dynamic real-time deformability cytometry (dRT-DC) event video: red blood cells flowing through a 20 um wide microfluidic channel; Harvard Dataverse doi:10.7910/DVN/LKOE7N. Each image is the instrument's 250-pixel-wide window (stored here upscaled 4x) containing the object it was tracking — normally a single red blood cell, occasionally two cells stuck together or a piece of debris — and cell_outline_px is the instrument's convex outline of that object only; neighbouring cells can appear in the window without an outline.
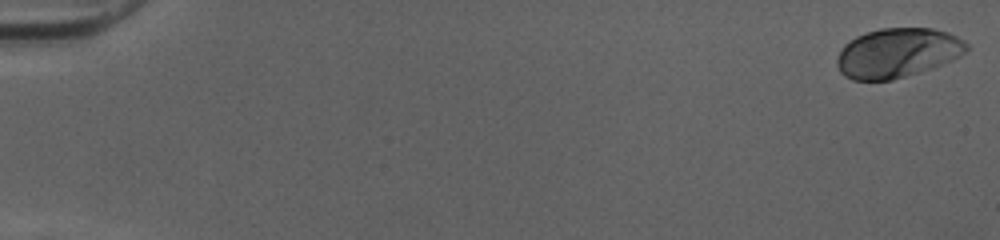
{"species": "human", "species_latin": "Homo sapiens", "temperature_condition": "cold", "stored_images_in_passage": 52, "camera_frame_rate_fps": 3000, "um_per_image_px": 0.085, "donor": {"sex": "female"}, "frame": {"image": 1, "passage_image": 1, "time_ms": 0.0, "image_size_px": [1000, 240], "cell_outline_px": [[968, 48], [960, 56], [952, 60], [932, 68], [892, 80], [852, 80], [844, 76], [840, 72], [836, 64], [836, 60], [840, 48], [844, 44], [856, 36], [880, 28], [932, 28], [948, 32], [964, 40], [968, 44]], "centroid_in_image_um": [76.26, 4.49], "position_along_channel_um": 8.7, "area_um2": 37.45}}
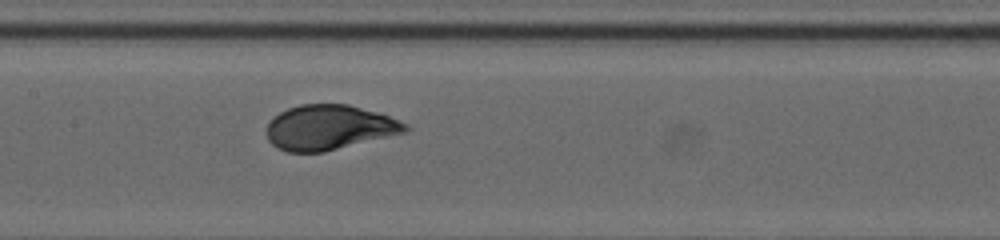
{"frame": {"image": 2, "passage_image": 27, "time_ms": 8.667, "image_size_px": [1000, 240], "cell_outline_px": [[408, 132], [324, 152], [288, 152], [276, 148], [268, 140], [268, 120], [280, 112], [288, 108], [300, 104], [348, 104], [376, 112], [388, 116], [408, 124]], "centroid_in_image_um": [27.98, 10.84], "position_along_channel_um": 179.4, "area_um2": 36.3}}
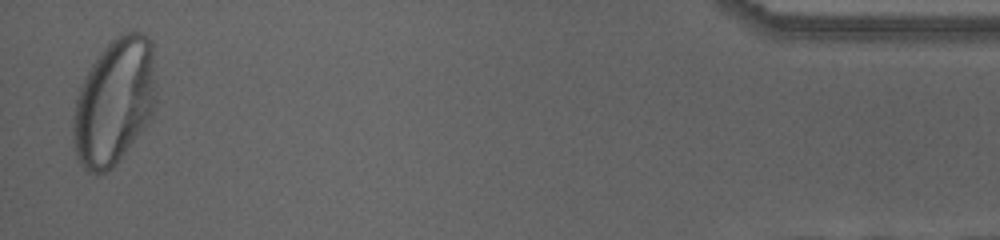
{"frame": {"image": 3, "passage_image": 51, "time_ms": 16.667, "image_size_px": [1000, 240], "cell_outline_px": [[156, 108], [144, 128], [116, 164], [112, 168], [104, 172], [88, 172], [80, 164], [76, 156], [72, 140], [72, 116], [76, 96], [80, 84], [84, 76], [100, 52], [116, 36], [128, 32], [140, 32], [148, 36], [152, 44], [156, 76]], "centroid_in_image_um": [9.71, 8.64], "position_along_channel_um": 425.5, "area_um2": 61.85}, "authors_computed_cell_mechanics": {"area_um2": 36.9342, "velocity_mm_per_s": 4.0206, "shape_relaxation_time_tau1_ms": 3.1802, "shape_relaxation_time_tau2_ms": null, "deformation_change_tau1": 0.1681, "deformation_change_tau2": null}}